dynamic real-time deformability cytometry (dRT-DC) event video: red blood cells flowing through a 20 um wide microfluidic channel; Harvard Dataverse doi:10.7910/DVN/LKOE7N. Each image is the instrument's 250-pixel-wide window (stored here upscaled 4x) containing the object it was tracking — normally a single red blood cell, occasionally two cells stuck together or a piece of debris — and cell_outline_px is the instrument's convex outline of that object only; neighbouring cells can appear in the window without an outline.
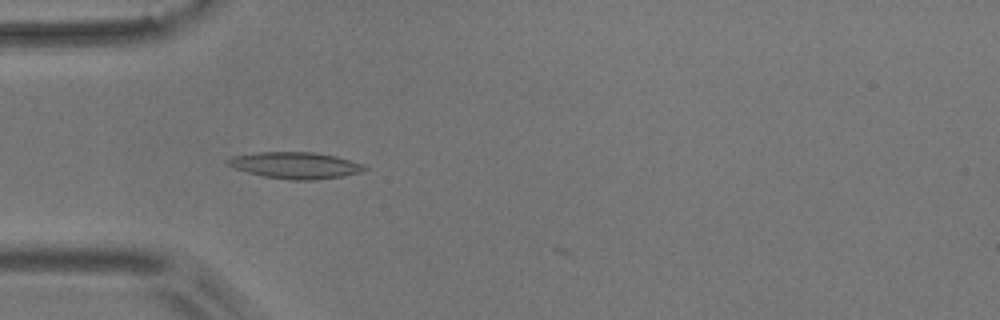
{"species": "common noctule bat (a hibernating species)", "species_latin": "Nyctalus noctula", "temperature_condition": "room temperature", "stored_images_in_passage": 4, "camera_frame_rate_fps": 3000, "um_per_image_px": 0.085, "animal": {"sex": "male", "body_mass_g": 17.9}, "frame": {"image": 1, "passage_image": 2, "time_ms": 0.333, "image_size_px": [1000, 320], "cell_outline_px": [[368, 168], [360, 172], [344, 176], [316, 180], [292, 180], [264, 176], [248, 172], [236, 168], [228, 164], [224, 160], [232, 156], [256, 152], [316, 152], [336, 156], [364, 164]], "centroid_in_image_um": [25.13, 14.04], "position_along_channel_um": 59.9, "area_um2": 21.15}}